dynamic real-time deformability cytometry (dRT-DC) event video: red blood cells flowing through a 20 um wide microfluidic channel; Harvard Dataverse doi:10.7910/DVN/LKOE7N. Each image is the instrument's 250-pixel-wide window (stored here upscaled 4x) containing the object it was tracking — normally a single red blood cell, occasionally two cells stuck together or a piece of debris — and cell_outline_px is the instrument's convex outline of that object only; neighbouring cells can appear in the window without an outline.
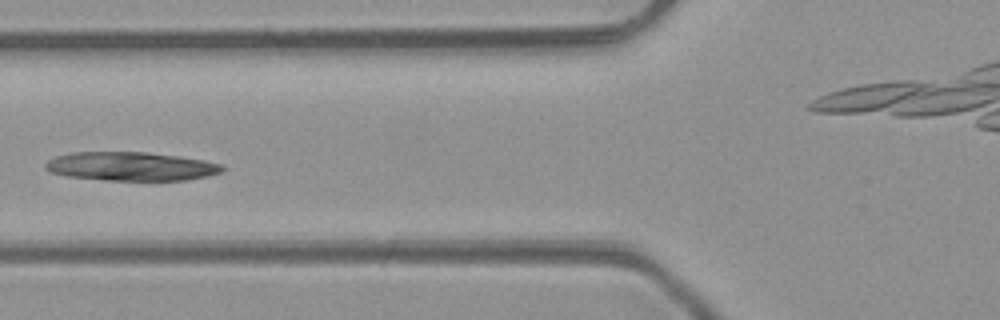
{"species": "common noctule bat (a hibernating species)", "species_latin": "Nyctalus noctula", "temperature_condition": "room temperature", "stored_images_in_passage": 4, "segment_of_instrument_passage": [1, 2], "camera_frame_rate_fps": 3000, "um_per_image_px": 0.085, "animal": {"sex": "male", "body_mass_g": 23.1, "forearm_length_mm": 52.7}, "frame": {"image": 1, "passage_image": 2, "time_ms": 1.333, "image_size_px": [1000, 320], "cell_outline_px": [[224, 172], [208, 176], [184, 180], [104, 180], [68, 176], [48, 172], [44, 168], [44, 164], [48, 160], [56, 156], [72, 152], [148, 152], [180, 156], [204, 160], [224, 164]], "centroid_in_image_um": [11.15, 14.14], "position_along_channel_um": 114.6, "area_um2": 29.88}}
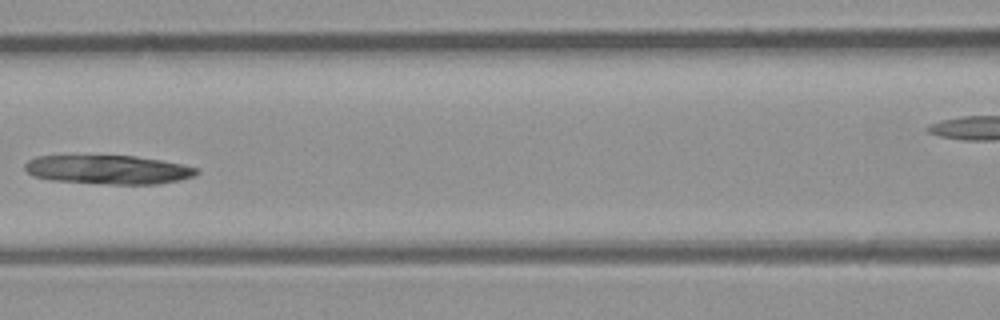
{"frame": {"image": 2, "passage_image": 3, "time_ms": 2.333, "image_size_px": [1000, 320], "cell_outline_px": [[200, 172], [196, 176], [180, 180], [160, 184], [108, 184], [52, 180], [32, 176], [24, 168], [24, 164], [28, 160], [36, 156], [136, 156], [184, 164], [200, 168]], "centroid_in_image_um": [9.26, 14.42], "position_along_channel_um": 157.3, "area_um2": 29.13}}